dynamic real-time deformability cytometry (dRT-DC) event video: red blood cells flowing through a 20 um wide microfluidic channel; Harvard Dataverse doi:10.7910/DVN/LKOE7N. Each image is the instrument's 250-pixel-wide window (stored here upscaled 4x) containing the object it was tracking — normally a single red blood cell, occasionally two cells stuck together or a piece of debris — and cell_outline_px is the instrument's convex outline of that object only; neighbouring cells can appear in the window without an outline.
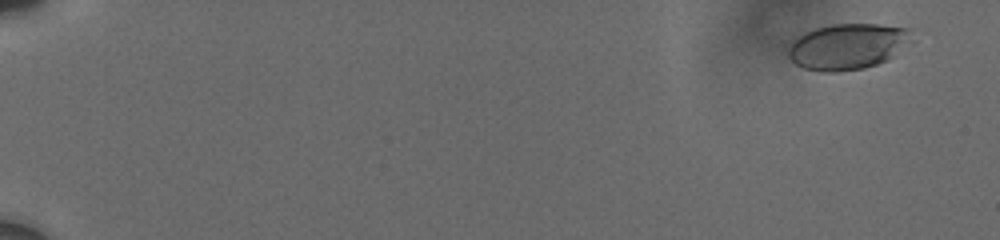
{"species": "human", "species_latin": "Homo sapiens", "temperature_condition": "cold", "stored_images_in_passage": 11, "camera_frame_rate_fps": 3000, "um_per_image_px": 0.085, "donor": {"sex": "male"}, "frame": {"image": 1, "passage_image": 2, "time_ms": 1.0, "image_size_px": [1000, 240], "cell_outline_px": [[908, 28], [892, 56], [888, 60], [864, 68], [836, 72], [820, 72], [804, 68], [796, 64], [788, 56], [788, 48], [792, 40], [804, 32], [816, 28], [832, 24], [880, 24]], "centroid_in_image_um": [71.84, 3.96], "position_along_channel_um": 13.2, "area_um2": 31.91}}
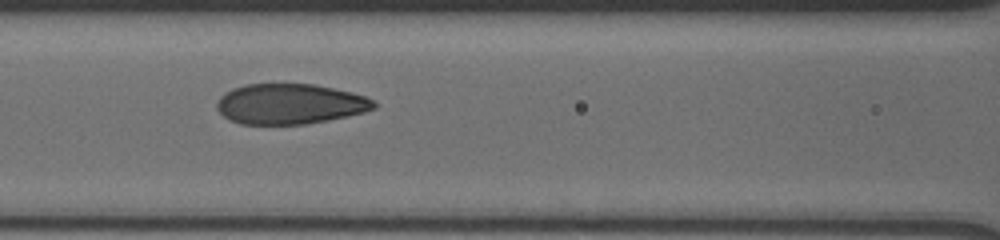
{"frame": {"image": 2, "passage_image": 10, "time_ms": 9.667, "image_size_px": [1000, 240], "cell_outline_px": [[376, 108], [364, 112], [348, 116], [328, 120], [304, 124], [240, 124], [228, 120], [216, 108], [216, 104], [220, 96], [224, 92], [232, 88], [244, 84], [316, 84], [352, 92], [364, 96], [372, 100], [376, 104]], "centroid_in_image_um": [24.62, 8.83], "position_along_channel_um": 142.0, "area_um2": 37.11}}
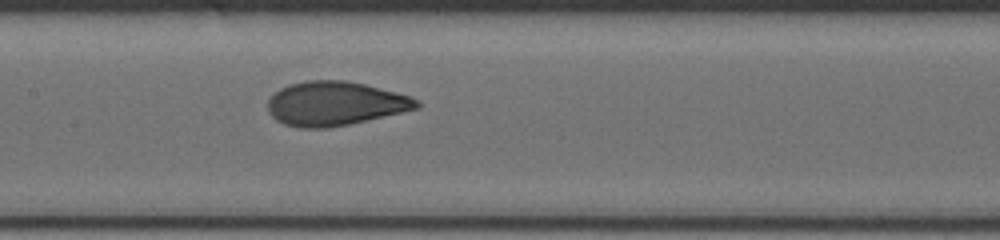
{"frame": {"image": 3, "passage_image": 11, "time_ms": 10.667, "image_size_px": [1000, 240], "cell_outline_px": [[420, 108], [348, 124], [328, 128], [300, 128], [284, 124], [276, 120], [268, 112], [268, 100], [280, 88], [288, 84], [308, 80], [344, 80], [364, 84], [412, 96], [420, 104]], "centroid_in_image_um": [28.46, 8.8], "position_along_channel_um": 178.9, "area_um2": 38.15}}